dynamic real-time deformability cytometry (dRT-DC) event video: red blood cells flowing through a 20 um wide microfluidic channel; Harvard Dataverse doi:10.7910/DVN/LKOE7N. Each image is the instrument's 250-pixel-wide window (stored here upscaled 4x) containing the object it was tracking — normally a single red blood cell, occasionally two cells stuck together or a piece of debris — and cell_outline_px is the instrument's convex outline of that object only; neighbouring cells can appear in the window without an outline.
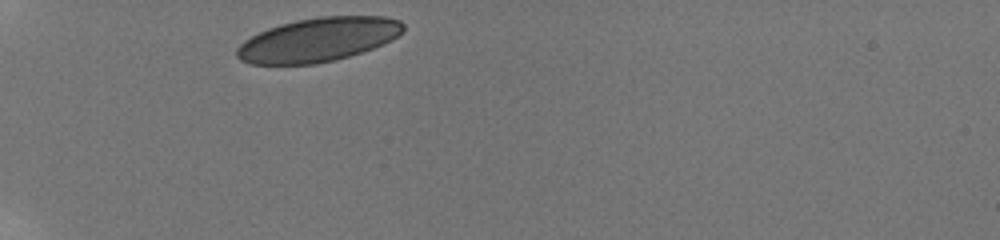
{"species": "human", "species_latin": "Homo sapiens", "temperature_condition": "room temperature", "stored_images_in_passage": 33, "camera_frame_rate_fps": 3000, "um_per_image_px": 0.085, "donor": {"sex": "male"}, "frame": {"image": 1, "passage_image": 1, "time_ms": 0.0, "image_size_px": [1000, 240], "cell_outline_px": [[404, 32], [392, 40], [372, 48], [348, 56], [332, 60], [312, 64], [252, 64], [240, 60], [236, 56], [236, 48], [244, 40], [268, 28], [280, 24], [296, 20], [320, 16], [384, 16], [400, 20], [404, 24]], "centroid_in_image_um": [27.05, 3.36], "position_along_channel_um": 58.0, "area_um2": 42.48}}
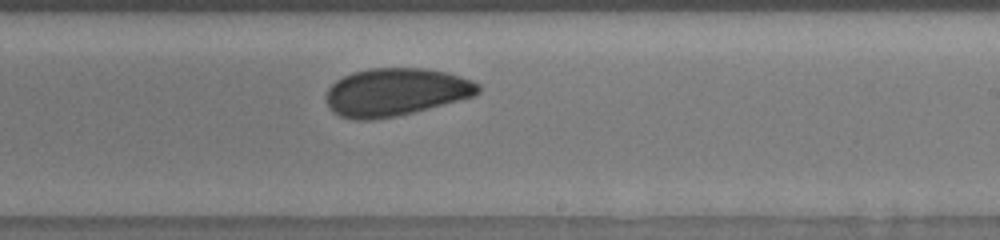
{"frame": {"image": 2, "passage_image": 19, "time_ms": 6.0, "image_size_px": [1000, 240], "cell_outline_px": [[480, 92], [472, 96], [428, 108], [396, 116], [372, 120], [356, 120], [340, 116], [332, 112], [328, 108], [328, 88], [336, 80], [352, 72], [368, 68], [424, 68], [444, 72], [460, 76], [472, 80], [480, 84]], "centroid_in_image_um": [33.61, 7.82], "position_along_channel_um": 255.4, "area_um2": 42.08}}
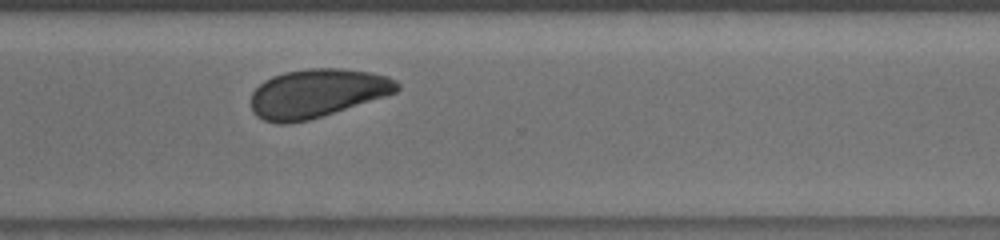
{"frame": {"image": 3, "passage_image": 26, "time_ms": 8.333, "image_size_px": [1000, 240], "cell_outline_px": [[400, 88], [396, 92], [384, 96], [308, 120], [288, 124], [276, 124], [264, 120], [256, 116], [252, 112], [252, 92], [264, 80], [272, 76], [284, 72], [308, 68], [340, 68], [372, 72], [388, 76], [396, 80], [400, 84]], "centroid_in_image_um": [26.93, 7.92], "position_along_channel_um": 343.7, "area_um2": 41.27}, "authors_computed_cell_mechanics": {"area_um2": 42.0206, "velocity_mm_per_s": 3.7737, "shape_relaxation_time_tau1_ms": 4.7557, "shape_relaxation_time_tau2_ms": 1.649, "deformation_change_tau1": 0.0815, "deformation_change_tau2": 0.062}}